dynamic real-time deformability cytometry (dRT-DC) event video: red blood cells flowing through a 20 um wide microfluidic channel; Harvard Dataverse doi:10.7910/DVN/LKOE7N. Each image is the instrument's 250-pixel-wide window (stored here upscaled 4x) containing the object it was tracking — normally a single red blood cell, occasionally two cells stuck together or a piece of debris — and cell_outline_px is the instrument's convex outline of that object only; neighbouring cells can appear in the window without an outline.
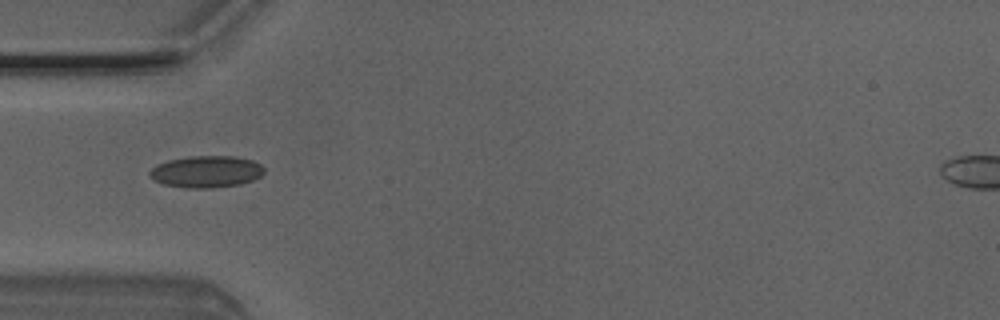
{"species": "Egyptian fruit bat (a non-hibernating species)", "species_latin": "Rousettus aegyptiacus", "temperature_condition": "room temperature", "stored_images_in_passage": 4, "camera_frame_rate_fps": 3000, "um_per_image_px": 0.085, "animal": {"sex": "male"}, "frame": {"image": 1, "passage_image": 4, "time_ms": 1.0, "image_size_px": [1000, 320], "cell_outline_px": [[264, 172], [260, 176], [252, 180], [240, 184], [212, 188], [188, 188], [164, 184], [148, 176], [148, 172], [156, 164], [168, 160], [188, 156], [236, 156], [252, 160], [260, 164], [264, 168]], "centroid_in_image_um": [17.52, 14.58], "position_along_channel_um": 67.5, "area_um2": 21.27}}